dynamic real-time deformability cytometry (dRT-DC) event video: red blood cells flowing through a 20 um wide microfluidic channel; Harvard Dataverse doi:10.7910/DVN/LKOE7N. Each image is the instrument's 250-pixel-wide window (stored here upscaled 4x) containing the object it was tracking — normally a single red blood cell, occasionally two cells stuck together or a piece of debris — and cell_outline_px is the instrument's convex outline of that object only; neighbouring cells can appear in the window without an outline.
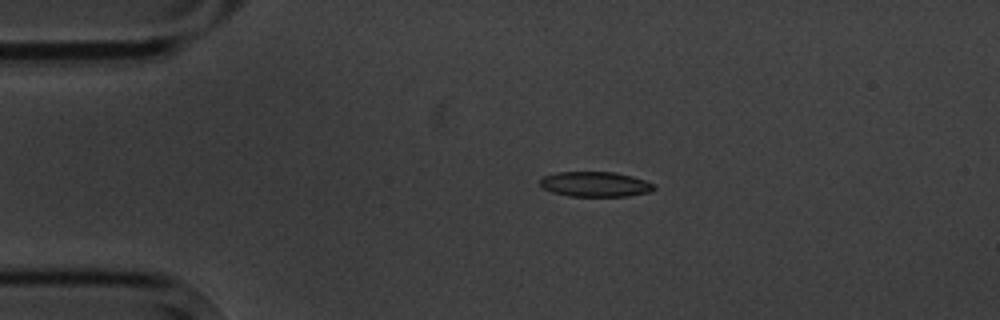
{"species": "common noctule bat (a hibernating species)", "species_latin": "Nyctalus noctula", "temperature_condition": "cold", "stored_images_in_passage": 3, "camera_frame_rate_fps": 3000, "um_per_image_px": 0.085, "animal": {"sex": "male", "body_mass_g": 20.1, "forearm_length_mm": 53.5}, "frame": {"image": 1, "passage_image": 2, "time_ms": 1.333, "image_size_px": [1000, 320], "cell_outline_px": [[656, 188], [652, 192], [628, 196], [568, 196], [552, 192], [544, 188], [540, 184], [540, 180], [544, 176], [556, 172], [616, 172], [632, 176], [656, 184]], "centroid_in_image_um": [50.64, 15.66], "position_along_channel_um": 34.4, "area_um2": 16.76}}